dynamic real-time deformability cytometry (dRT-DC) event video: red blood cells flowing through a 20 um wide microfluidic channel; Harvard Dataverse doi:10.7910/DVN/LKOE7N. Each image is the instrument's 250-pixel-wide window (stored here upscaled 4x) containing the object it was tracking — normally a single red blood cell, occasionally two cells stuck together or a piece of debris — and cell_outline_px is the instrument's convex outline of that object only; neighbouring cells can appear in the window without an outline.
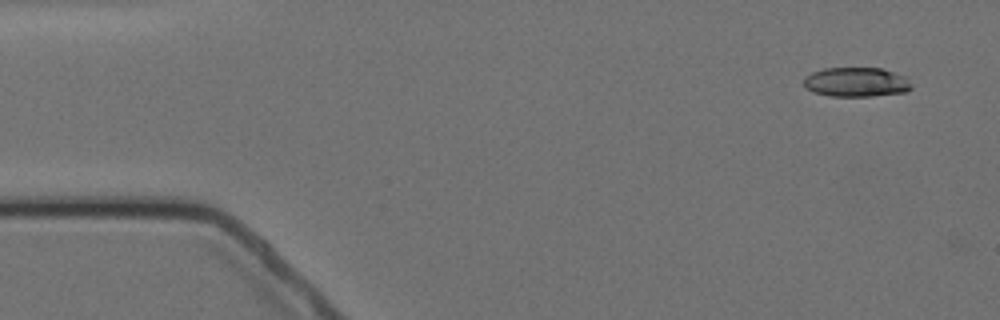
{"species": "Egyptian fruit bat (a non-hibernating species)", "species_latin": "Rousettus aegyptiacus", "temperature_condition": "cold", "stored_images_in_passage": 2, "camera_frame_rate_fps": 3000, "um_per_image_px": 0.085, "animal": {"sex": "female"}, "frame": {"image": 1, "passage_image": 1, "time_ms": 0.0, "image_size_px": [1000, 320], "cell_outline_px": [[912, 88], [904, 92], [872, 96], [832, 96], [812, 92], [804, 84], [804, 76], [812, 72], [824, 68], [880, 68], [904, 76]], "centroid_in_image_um": [72.74, 6.98], "position_along_channel_um": 12.3, "area_um2": 18.26}}